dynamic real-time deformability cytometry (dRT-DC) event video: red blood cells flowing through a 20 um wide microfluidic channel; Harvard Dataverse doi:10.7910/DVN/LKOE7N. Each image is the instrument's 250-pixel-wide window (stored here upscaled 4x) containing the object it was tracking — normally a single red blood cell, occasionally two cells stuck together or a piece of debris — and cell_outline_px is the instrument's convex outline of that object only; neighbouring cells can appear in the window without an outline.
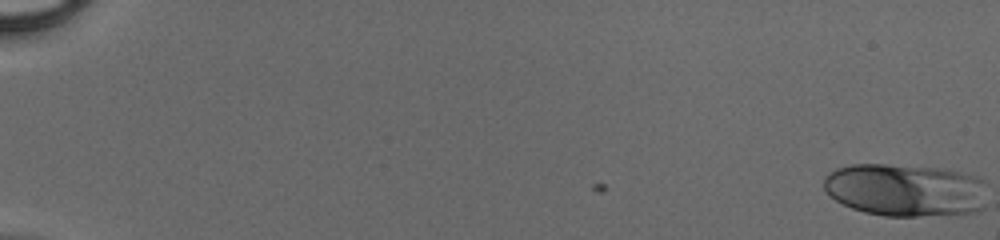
{"species": "human", "species_latin": "Homo sapiens", "temperature_condition": "cold", "stored_images_in_passage": 51, "segment_of_instrument_passage": [1, 2], "camera_frame_rate_fps": 3000, "um_per_image_px": 0.085, "donor": {"sex": "male"}, "frame": {"image": 1, "passage_image": 1, "time_ms": 0.0, "image_size_px": [1000, 240], "cell_outline_px": [[984, 208], [972, 212], [916, 216], [884, 216], [864, 212], [852, 208], [836, 200], [824, 188], [824, 176], [828, 172], [836, 168], [852, 164], [884, 164], [944, 168], [980, 176], [984, 180]], "centroid_in_image_um": [76.95, 16.13], "position_along_channel_um": 8.0, "area_um2": 50.46}}
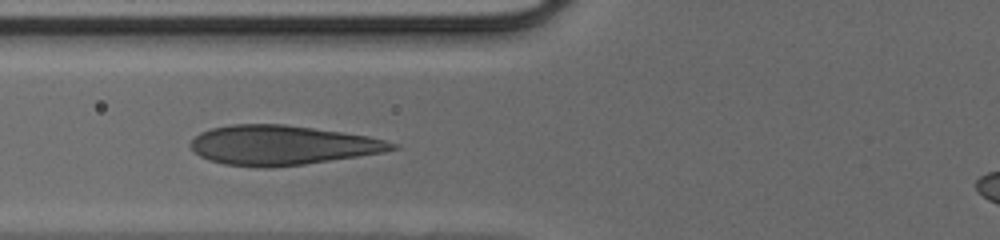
{"frame": {"image": 2, "passage_image": 22, "time_ms": 7.0, "image_size_px": [1000, 240], "cell_outline_px": [[400, 148], [384, 152], [304, 164], [272, 168], [264, 168], [224, 164], [208, 160], [200, 156], [188, 144], [200, 132], [212, 128], [232, 124], [284, 124], [368, 136], [400, 144]], "centroid_in_image_um": [23.97, 12.34], "position_along_channel_um": 101.8, "area_um2": 46.3}}
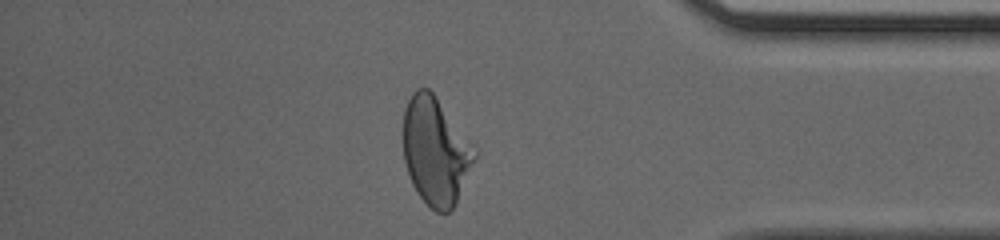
{"frame": {"image": 3, "passage_image": 44, "time_ms": 14.333, "image_size_px": [1000, 240], "cell_outline_px": [[476, 156], [456, 204], [448, 212], [436, 212], [416, 192], [412, 184], [404, 160], [404, 108], [412, 92], [416, 88], [428, 88], [432, 92], [476, 152]], "centroid_in_image_um": [36.98, 12.87], "position_along_channel_um": 398.2, "area_um2": 43.58}}